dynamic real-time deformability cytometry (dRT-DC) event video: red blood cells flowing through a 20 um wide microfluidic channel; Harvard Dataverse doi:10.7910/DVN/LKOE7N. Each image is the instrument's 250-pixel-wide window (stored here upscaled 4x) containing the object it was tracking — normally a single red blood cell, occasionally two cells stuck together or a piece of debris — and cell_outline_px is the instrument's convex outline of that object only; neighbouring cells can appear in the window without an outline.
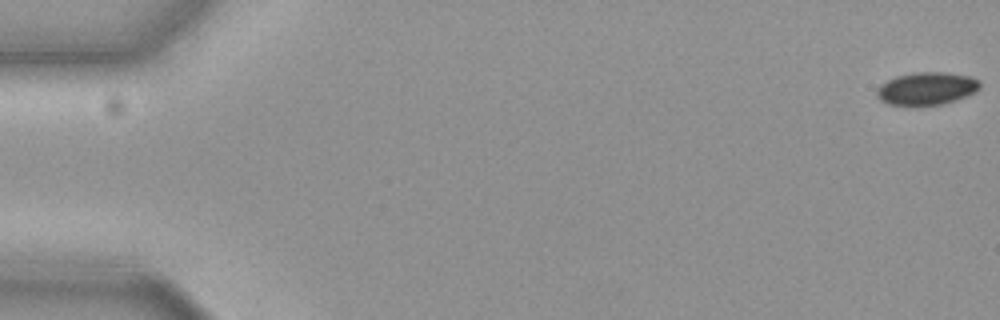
{"species": "common noctule bat (a hibernating species)", "species_latin": "Nyctalus noctula", "temperature_condition": "cold", "stored_images_in_passage": 4, "camera_frame_rate_fps": 3000, "um_per_image_px": 0.085, "animal": {"sex": "female", "body_mass_g": 19.3, "forearm_length_mm": 54.1}, "frame": {"image": 1, "passage_image": 1, "time_ms": 0.0, "image_size_px": [1000, 320], "cell_outline_px": [[980, 88], [976, 92], [956, 100], [940, 104], [888, 104], [880, 100], [876, 96], [876, 92], [880, 84], [896, 76], [916, 72], [944, 72], [968, 76], [980, 80]], "centroid_in_image_um": [78.77, 7.51], "position_along_channel_um": 6.2, "area_um2": 19.42}}